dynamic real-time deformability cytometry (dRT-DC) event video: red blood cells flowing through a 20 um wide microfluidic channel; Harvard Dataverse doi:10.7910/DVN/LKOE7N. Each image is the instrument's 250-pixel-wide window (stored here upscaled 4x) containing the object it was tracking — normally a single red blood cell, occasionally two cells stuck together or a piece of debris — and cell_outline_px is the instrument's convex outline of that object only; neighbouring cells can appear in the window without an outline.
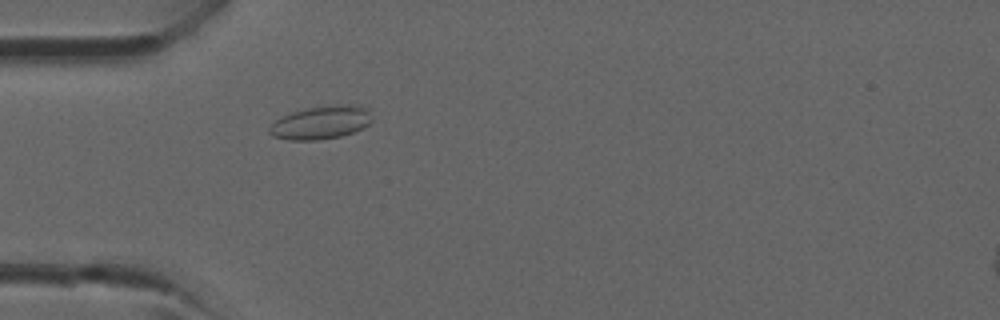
{"species": "common noctule bat (a hibernating species)", "species_latin": "Nyctalus noctula", "temperature_condition": "room temperature", "stored_images_in_passage": 34, "camera_frame_rate_fps": 3000, "um_per_image_px": 0.085, "animal": {"sex": "male", "forearm_length_mm": 52.5}, "frame": {"image": 1, "passage_image": 6, "time_ms": 1.667, "image_size_px": [1000, 320], "cell_outline_px": [[372, 120], [364, 128], [340, 136], [316, 140], [288, 140], [272, 136], [268, 132], [268, 128], [276, 120], [292, 112], [308, 108], [344, 104], [356, 104], [364, 108], [368, 112]], "centroid_in_image_um": [27.26, 10.43], "position_along_channel_um": 57.7, "area_um2": 19.59}}
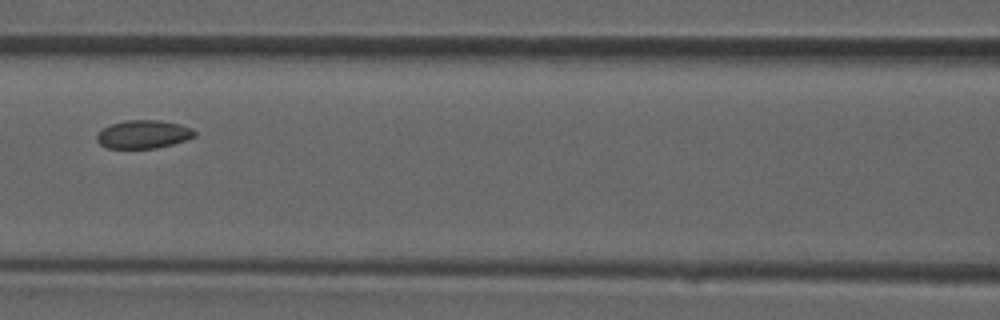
{"frame": {"image": 2, "passage_image": 12, "time_ms": 3.667, "image_size_px": [1000, 320], "cell_outline_px": [[196, 136], [172, 144], [156, 148], [108, 148], [100, 144], [96, 140], [96, 136], [104, 128], [112, 124], [124, 120], [160, 120], [180, 124], [192, 128], [196, 132]], "centroid_in_image_um": [12.2, 11.41], "position_along_channel_um": 154.4, "area_um2": 16.01}}
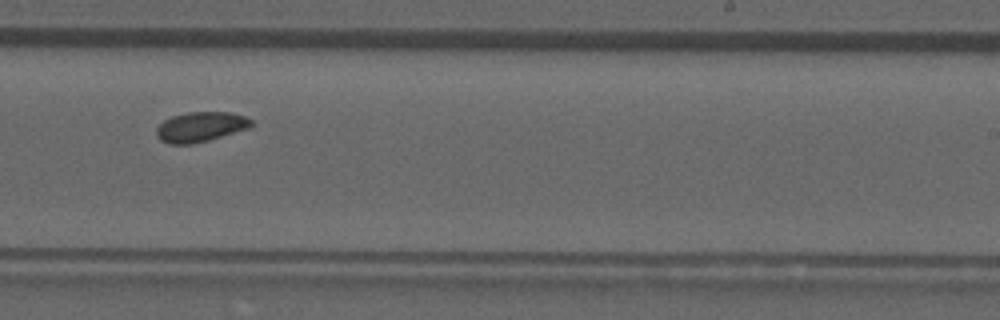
{"frame": {"image": 3, "passage_image": 19, "time_ms": 6.0, "image_size_px": [1000, 320], "cell_outline_px": [[252, 124], [248, 128], [208, 140], [192, 144], [168, 144], [160, 140], [156, 136], [156, 128], [164, 120], [172, 116], [188, 112], [228, 112], [244, 116], [252, 120]], "centroid_in_image_um": [17.0, 10.78], "position_along_channel_um": 272.0, "area_um2": 16.42}}